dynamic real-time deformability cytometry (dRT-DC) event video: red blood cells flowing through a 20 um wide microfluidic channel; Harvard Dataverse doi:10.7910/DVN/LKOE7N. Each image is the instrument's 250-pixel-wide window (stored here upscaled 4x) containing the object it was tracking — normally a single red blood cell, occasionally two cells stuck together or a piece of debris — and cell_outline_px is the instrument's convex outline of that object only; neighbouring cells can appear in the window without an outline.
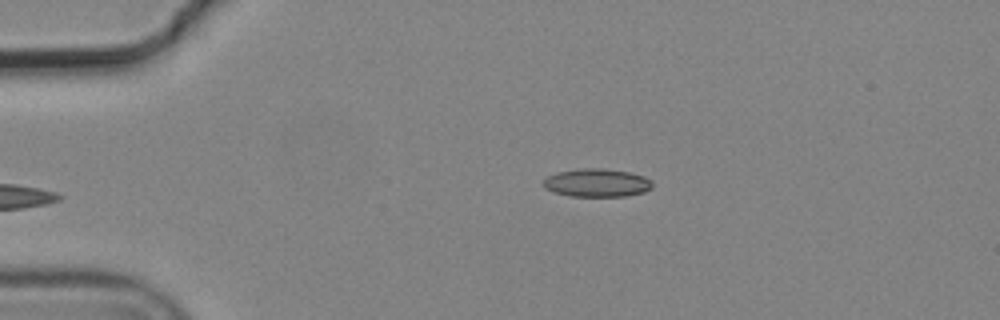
{"species": "common noctule bat (a hibernating species)", "species_latin": "Nyctalus noctula", "temperature_condition": "cold", "stored_images_in_passage": 3, "camera_frame_rate_fps": 3000, "um_per_image_px": 0.085, "animal": {"sex": "male", "body_mass_g": 19.2, "forearm_length_mm": 51.8}, "frame": {"image": 1, "passage_image": 3, "time_ms": 0.667, "image_size_px": [1000, 320], "cell_outline_px": [[652, 188], [644, 192], [624, 196], [568, 196], [552, 192], [544, 188], [540, 184], [548, 176], [556, 172], [580, 168], [604, 168], [628, 172], [644, 176], [652, 180]], "centroid_in_image_um": [50.69, 15.54], "position_along_channel_um": 34.3, "area_um2": 18.15}}